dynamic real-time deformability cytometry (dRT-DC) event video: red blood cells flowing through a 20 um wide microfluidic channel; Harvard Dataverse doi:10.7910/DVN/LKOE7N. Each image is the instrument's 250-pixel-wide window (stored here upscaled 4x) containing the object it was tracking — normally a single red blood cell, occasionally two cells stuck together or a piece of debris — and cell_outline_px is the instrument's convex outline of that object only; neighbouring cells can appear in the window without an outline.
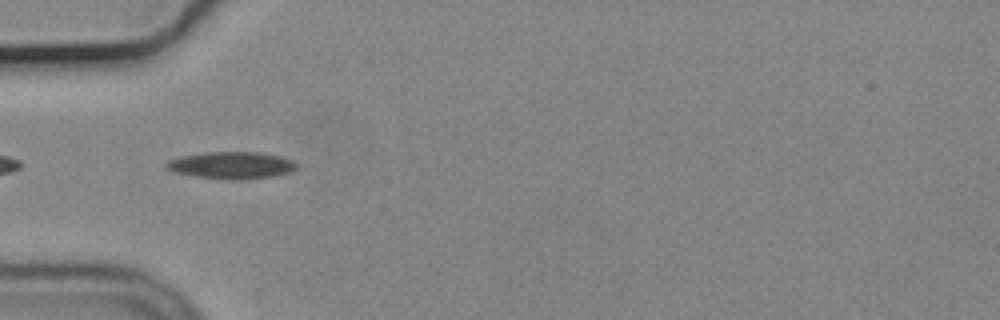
{"species": "common noctule bat (a hibernating species)", "species_latin": "Nyctalus noctula", "temperature_condition": "cold", "stored_images_in_passage": 33, "camera_frame_rate_fps": 3000, "um_per_image_px": 0.085, "animal": {"sex": "male", "body_mass_g": 19.2, "forearm_length_mm": 51.8}, "frame": {"image": 1, "passage_image": 1, "time_ms": 0.0, "image_size_px": [1000, 320], "cell_outline_px": [[296, 168], [288, 172], [276, 176], [240, 180], [228, 180], [192, 176], [176, 172], [164, 168], [164, 164], [168, 160], [180, 156], [204, 152], [260, 152], [280, 156], [292, 160], [296, 164]], "centroid_in_image_um": [19.63, 14.05], "position_along_channel_um": 65.4, "area_um2": 20.75}}
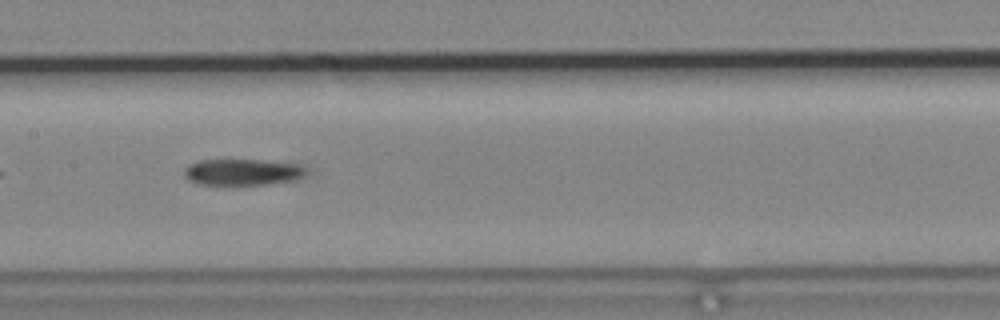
{"frame": {"image": 2, "passage_image": 11, "time_ms": 3.333, "image_size_px": [1000, 320], "cell_outline_px": [[304, 176], [296, 180], [268, 184], [200, 184], [188, 180], [184, 176], [184, 168], [188, 164], [200, 160], [260, 160], [296, 164], [304, 168]], "centroid_in_image_um": [20.56, 14.63], "position_along_channel_um": 186.8, "area_um2": 18.5}}
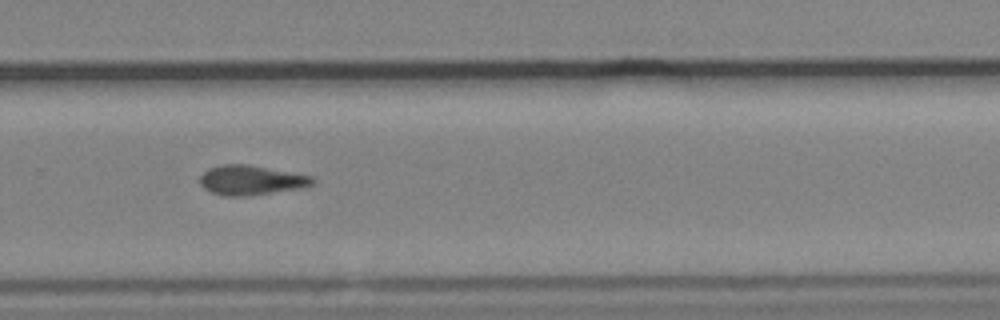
{"frame": {"image": 3, "passage_image": 21, "time_ms": 6.667, "image_size_px": [1000, 320], "cell_outline_px": [[316, 180], [312, 184], [300, 188], [248, 196], [224, 196], [212, 192], [204, 188], [200, 184], [200, 176], [208, 168], [220, 164], [248, 164], [312, 176]], "centroid_in_image_um": [21.31, 15.31], "position_along_channel_um": 308.5, "area_um2": 19.42}}